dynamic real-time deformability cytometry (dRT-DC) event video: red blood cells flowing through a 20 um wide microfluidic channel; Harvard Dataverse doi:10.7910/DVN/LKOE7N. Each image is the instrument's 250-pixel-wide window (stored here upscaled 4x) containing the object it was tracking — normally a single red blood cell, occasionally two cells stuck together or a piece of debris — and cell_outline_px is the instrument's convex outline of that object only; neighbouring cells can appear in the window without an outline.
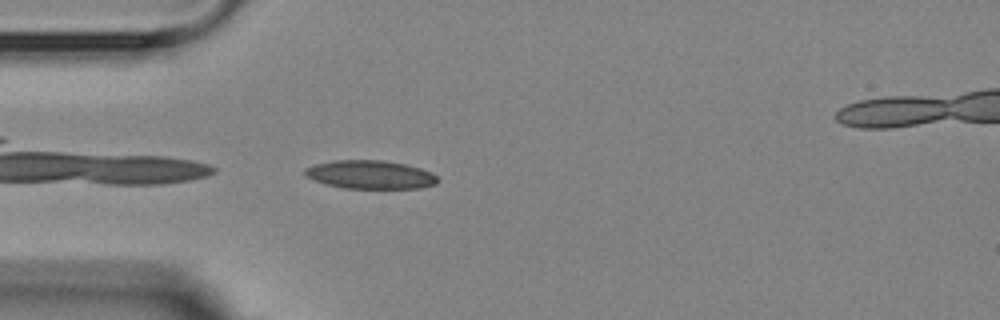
{"species": "Egyptian fruit bat (a non-hibernating species)", "species_latin": "Rousettus aegyptiacus", "temperature_condition": "room temperature", "stored_images_in_passage": 5, "camera_frame_rate_fps": 3000, "um_per_image_px": 0.085, "animal": {"sex": "female"}, "frame": {"image": 1, "passage_image": 5, "time_ms": 4.667, "image_size_px": [1000, 320], "cell_outline_px": [[436, 184], [420, 188], [340, 188], [304, 176], [304, 168], [316, 164], [332, 160], [384, 160], [404, 164], [420, 168], [432, 172], [436, 176]], "centroid_in_image_um": [31.45, 14.84], "position_along_channel_um": 53.5, "area_um2": 21.91}}